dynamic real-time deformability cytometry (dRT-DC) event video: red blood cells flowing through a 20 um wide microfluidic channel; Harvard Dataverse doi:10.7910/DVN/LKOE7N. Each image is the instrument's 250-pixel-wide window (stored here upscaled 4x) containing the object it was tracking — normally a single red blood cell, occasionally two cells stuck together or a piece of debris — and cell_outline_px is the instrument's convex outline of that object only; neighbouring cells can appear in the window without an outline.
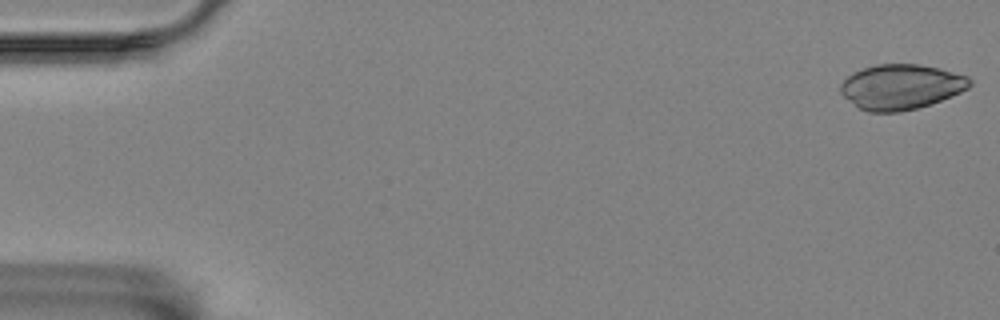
{"species": "Egyptian fruit bat (a non-hibernating species)", "species_latin": "Rousettus aegyptiacus", "temperature_condition": "room temperature", "stored_images_in_passage": 9, "camera_frame_rate_fps": 3000, "um_per_image_px": 0.085, "animal": {"sex": "female"}, "frame": {"image": 1, "passage_image": 1, "time_ms": 0.0, "image_size_px": [1000, 320], "cell_outline_px": [[972, 84], [968, 88], [960, 92], [940, 100], [916, 108], [900, 112], [868, 112], [860, 108], [844, 96], [840, 92], [840, 84], [852, 72], [876, 64], [920, 64], [940, 68], [968, 76], [972, 80]], "centroid_in_image_um": [76.59, 7.37], "position_along_channel_um": 8.4, "area_um2": 33.81}}